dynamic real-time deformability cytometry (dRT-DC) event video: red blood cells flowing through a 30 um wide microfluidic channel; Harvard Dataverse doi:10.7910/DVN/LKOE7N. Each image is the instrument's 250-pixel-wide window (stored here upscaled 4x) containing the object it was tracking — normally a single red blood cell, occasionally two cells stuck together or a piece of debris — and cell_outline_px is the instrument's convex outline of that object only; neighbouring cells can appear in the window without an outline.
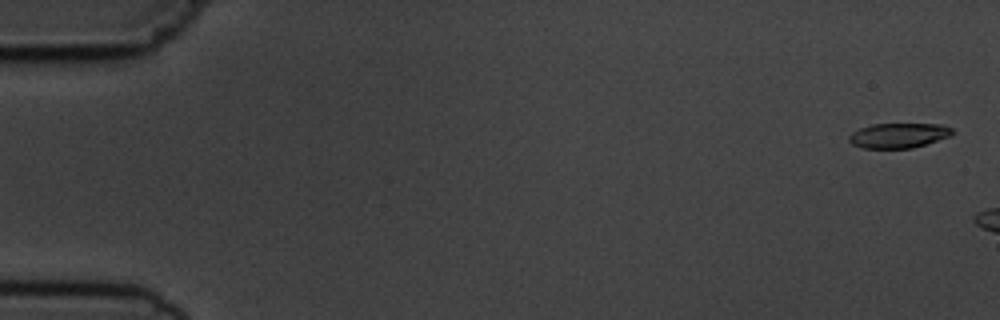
{"species": "common noctule bat (a hibernating species)", "species_latin": "Nyctalus noctula", "temperature_condition": "cold", "stored_images_in_passage": 3, "camera_frame_rate_fps": 3000, "um_per_image_px": 0.085, "animal": {"sex": "male", "body_mass_g": 19.5, "forearm_length_mm": 54.6}, "frame": {"image": 1, "passage_image": 1, "time_ms": 0.0, "image_size_px": [1000, 320], "cell_outline_px": [[956, 132], [952, 136], [912, 148], [864, 148], [852, 144], [848, 140], [848, 136], [852, 132], [860, 128], [872, 124], [944, 124], [952, 128]], "centroid_in_image_um": [76.42, 11.51], "position_along_channel_um": 8.6, "area_um2": 15.14}}